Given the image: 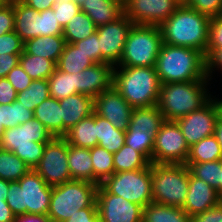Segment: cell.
<instances>
[{
  "label": "cell",
  "instance_id": "e575fe53",
  "mask_svg": "<svg viewBox=\"0 0 222 222\" xmlns=\"http://www.w3.org/2000/svg\"><path fill=\"white\" fill-rule=\"evenodd\" d=\"M48 82L52 98L61 100L77 94V73L68 74L56 68Z\"/></svg>",
  "mask_w": 222,
  "mask_h": 222
},
{
  "label": "cell",
  "instance_id": "bcb514c9",
  "mask_svg": "<svg viewBox=\"0 0 222 222\" xmlns=\"http://www.w3.org/2000/svg\"><path fill=\"white\" fill-rule=\"evenodd\" d=\"M52 9L56 13L59 24L65 27L69 20L80 11V6L74 1H61L58 4L55 3Z\"/></svg>",
  "mask_w": 222,
  "mask_h": 222
},
{
  "label": "cell",
  "instance_id": "cb8c5ba5",
  "mask_svg": "<svg viewBox=\"0 0 222 222\" xmlns=\"http://www.w3.org/2000/svg\"><path fill=\"white\" fill-rule=\"evenodd\" d=\"M33 115L53 137H63L62 107L59 100L49 97L35 108Z\"/></svg>",
  "mask_w": 222,
  "mask_h": 222
},
{
  "label": "cell",
  "instance_id": "83f0119b",
  "mask_svg": "<svg viewBox=\"0 0 222 222\" xmlns=\"http://www.w3.org/2000/svg\"><path fill=\"white\" fill-rule=\"evenodd\" d=\"M142 222H191V217L181 208L155 202L142 208Z\"/></svg>",
  "mask_w": 222,
  "mask_h": 222
},
{
  "label": "cell",
  "instance_id": "03108f58",
  "mask_svg": "<svg viewBox=\"0 0 222 222\" xmlns=\"http://www.w3.org/2000/svg\"><path fill=\"white\" fill-rule=\"evenodd\" d=\"M13 0H0V7L9 5L12 3Z\"/></svg>",
  "mask_w": 222,
  "mask_h": 222
},
{
  "label": "cell",
  "instance_id": "7bdbcfd3",
  "mask_svg": "<svg viewBox=\"0 0 222 222\" xmlns=\"http://www.w3.org/2000/svg\"><path fill=\"white\" fill-rule=\"evenodd\" d=\"M184 3L209 18L222 15V0H186Z\"/></svg>",
  "mask_w": 222,
  "mask_h": 222
},
{
  "label": "cell",
  "instance_id": "681fc988",
  "mask_svg": "<svg viewBox=\"0 0 222 222\" xmlns=\"http://www.w3.org/2000/svg\"><path fill=\"white\" fill-rule=\"evenodd\" d=\"M222 48V15L210 18L207 49Z\"/></svg>",
  "mask_w": 222,
  "mask_h": 222
},
{
  "label": "cell",
  "instance_id": "9f6ffc18",
  "mask_svg": "<svg viewBox=\"0 0 222 222\" xmlns=\"http://www.w3.org/2000/svg\"><path fill=\"white\" fill-rule=\"evenodd\" d=\"M13 222H52V219L48 215L26 213L16 215Z\"/></svg>",
  "mask_w": 222,
  "mask_h": 222
},
{
  "label": "cell",
  "instance_id": "5bb4252c",
  "mask_svg": "<svg viewBox=\"0 0 222 222\" xmlns=\"http://www.w3.org/2000/svg\"><path fill=\"white\" fill-rule=\"evenodd\" d=\"M133 22L123 14L116 21L96 28L101 49V63L116 66L123 54L124 45Z\"/></svg>",
  "mask_w": 222,
  "mask_h": 222
},
{
  "label": "cell",
  "instance_id": "ffe728a7",
  "mask_svg": "<svg viewBox=\"0 0 222 222\" xmlns=\"http://www.w3.org/2000/svg\"><path fill=\"white\" fill-rule=\"evenodd\" d=\"M59 101L62 107L63 137L80 120L94 113V98L91 96L77 93Z\"/></svg>",
  "mask_w": 222,
  "mask_h": 222
},
{
  "label": "cell",
  "instance_id": "3957f363",
  "mask_svg": "<svg viewBox=\"0 0 222 222\" xmlns=\"http://www.w3.org/2000/svg\"><path fill=\"white\" fill-rule=\"evenodd\" d=\"M113 87L132 108L157 105L161 83L155 67L114 66Z\"/></svg>",
  "mask_w": 222,
  "mask_h": 222
},
{
  "label": "cell",
  "instance_id": "6f0895ef",
  "mask_svg": "<svg viewBox=\"0 0 222 222\" xmlns=\"http://www.w3.org/2000/svg\"><path fill=\"white\" fill-rule=\"evenodd\" d=\"M21 1L38 12L51 9L55 4L54 0H21Z\"/></svg>",
  "mask_w": 222,
  "mask_h": 222
},
{
  "label": "cell",
  "instance_id": "4316f807",
  "mask_svg": "<svg viewBox=\"0 0 222 222\" xmlns=\"http://www.w3.org/2000/svg\"><path fill=\"white\" fill-rule=\"evenodd\" d=\"M68 166L71 180L93 183V165L90 149L68 145Z\"/></svg>",
  "mask_w": 222,
  "mask_h": 222
},
{
  "label": "cell",
  "instance_id": "2e32d148",
  "mask_svg": "<svg viewBox=\"0 0 222 222\" xmlns=\"http://www.w3.org/2000/svg\"><path fill=\"white\" fill-rule=\"evenodd\" d=\"M96 205L100 222H142V207L121 196L109 193L101 184Z\"/></svg>",
  "mask_w": 222,
  "mask_h": 222
},
{
  "label": "cell",
  "instance_id": "ab89813d",
  "mask_svg": "<svg viewBox=\"0 0 222 222\" xmlns=\"http://www.w3.org/2000/svg\"><path fill=\"white\" fill-rule=\"evenodd\" d=\"M190 172L197 178L212 186L218 194L220 183V160L207 161L202 163H185Z\"/></svg>",
  "mask_w": 222,
  "mask_h": 222
},
{
  "label": "cell",
  "instance_id": "ee69618b",
  "mask_svg": "<svg viewBox=\"0 0 222 222\" xmlns=\"http://www.w3.org/2000/svg\"><path fill=\"white\" fill-rule=\"evenodd\" d=\"M73 44L81 49L95 64L101 63V49L97 31L86 39L77 41Z\"/></svg>",
  "mask_w": 222,
  "mask_h": 222
},
{
  "label": "cell",
  "instance_id": "74e56055",
  "mask_svg": "<svg viewBox=\"0 0 222 222\" xmlns=\"http://www.w3.org/2000/svg\"><path fill=\"white\" fill-rule=\"evenodd\" d=\"M49 97L48 80L36 79L25 90L17 93L16 100L21 102L28 110L34 112L35 108Z\"/></svg>",
  "mask_w": 222,
  "mask_h": 222
},
{
  "label": "cell",
  "instance_id": "7c38bea8",
  "mask_svg": "<svg viewBox=\"0 0 222 222\" xmlns=\"http://www.w3.org/2000/svg\"><path fill=\"white\" fill-rule=\"evenodd\" d=\"M34 170L52 187L71 180L68 143L64 137H53L46 143L43 156Z\"/></svg>",
  "mask_w": 222,
  "mask_h": 222
},
{
  "label": "cell",
  "instance_id": "ba28073f",
  "mask_svg": "<svg viewBox=\"0 0 222 222\" xmlns=\"http://www.w3.org/2000/svg\"><path fill=\"white\" fill-rule=\"evenodd\" d=\"M189 174L185 164L151 163L153 202L182 208L188 192Z\"/></svg>",
  "mask_w": 222,
  "mask_h": 222
},
{
  "label": "cell",
  "instance_id": "7a4b0ae2",
  "mask_svg": "<svg viewBox=\"0 0 222 222\" xmlns=\"http://www.w3.org/2000/svg\"><path fill=\"white\" fill-rule=\"evenodd\" d=\"M155 68L161 84L210 81L205 55L193 48L162 43Z\"/></svg>",
  "mask_w": 222,
  "mask_h": 222
},
{
  "label": "cell",
  "instance_id": "9c48e42d",
  "mask_svg": "<svg viewBox=\"0 0 222 222\" xmlns=\"http://www.w3.org/2000/svg\"><path fill=\"white\" fill-rule=\"evenodd\" d=\"M162 43L159 26L133 24L116 66L155 67Z\"/></svg>",
  "mask_w": 222,
  "mask_h": 222
},
{
  "label": "cell",
  "instance_id": "003e7915",
  "mask_svg": "<svg viewBox=\"0 0 222 222\" xmlns=\"http://www.w3.org/2000/svg\"><path fill=\"white\" fill-rule=\"evenodd\" d=\"M84 0H74L75 3H77L79 6L83 4Z\"/></svg>",
  "mask_w": 222,
  "mask_h": 222
},
{
  "label": "cell",
  "instance_id": "8992f818",
  "mask_svg": "<svg viewBox=\"0 0 222 222\" xmlns=\"http://www.w3.org/2000/svg\"><path fill=\"white\" fill-rule=\"evenodd\" d=\"M7 193L6 202L15 216L26 213L48 214L52 186L47 185L34 169L18 181H10Z\"/></svg>",
  "mask_w": 222,
  "mask_h": 222
},
{
  "label": "cell",
  "instance_id": "c3c4849f",
  "mask_svg": "<svg viewBox=\"0 0 222 222\" xmlns=\"http://www.w3.org/2000/svg\"><path fill=\"white\" fill-rule=\"evenodd\" d=\"M205 59L206 76L210 80V82H212L214 72L216 73L217 71H221L220 73L222 75V48L207 49L205 53Z\"/></svg>",
  "mask_w": 222,
  "mask_h": 222
},
{
  "label": "cell",
  "instance_id": "816d5d0a",
  "mask_svg": "<svg viewBox=\"0 0 222 222\" xmlns=\"http://www.w3.org/2000/svg\"><path fill=\"white\" fill-rule=\"evenodd\" d=\"M191 222H222V201L207 211L192 216Z\"/></svg>",
  "mask_w": 222,
  "mask_h": 222
},
{
  "label": "cell",
  "instance_id": "f5cc1de1",
  "mask_svg": "<svg viewBox=\"0 0 222 222\" xmlns=\"http://www.w3.org/2000/svg\"><path fill=\"white\" fill-rule=\"evenodd\" d=\"M64 222H100L97 207L79 209Z\"/></svg>",
  "mask_w": 222,
  "mask_h": 222
},
{
  "label": "cell",
  "instance_id": "f6af8a7d",
  "mask_svg": "<svg viewBox=\"0 0 222 222\" xmlns=\"http://www.w3.org/2000/svg\"><path fill=\"white\" fill-rule=\"evenodd\" d=\"M24 41L14 32L0 36V54H22Z\"/></svg>",
  "mask_w": 222,
  "mask_h": 222
},
{
  "label": "cell",
  "instance_id": "f546056e",
  "mask_svg": "<svg viewBox=\"0 0 222 222\" xmlns=\"http://www.w3.org/2000/svg\"><path fill=\"white\" fill-rule=\"evenodd\" d=\"M98 145L114 154L125 144V132L118 130L108 120L96 114Z\"/></svg>",
  "mask_w": 222,
  "mask_h": 222
},
{
  "label": "cell",
  "instance_id": "f35d334b",
  "mask_svg": "<svg viewBox=\"0 0 222 222\" xmlns=\"http://www.w3.org/2000/svg\"><path fill=\"white\" fill-rule=\"evenodd\" d=\"M1 123L5 129L18 126L34 118L33 111L15 100L10 104H0Z\"/></svg>",
  "mask_w": 222,
  "mask_h": 222
},
{
  "label": "cell",
  "instance_id": "603a6c76",
  "mask_svg": "<svg viewBox=\"0 0 222 222\" xmlns=\"http://www.w3.org/2000/svg\"><path fill=\"white\" fill-rule=\"evenodd\" d=\"M66 41L63 35H47L28 39L24 42L27 54L44 57L56 64L64 50Z\"/></svg>",
  "mask_w": 222,
  "mask_h": 222
},
{
  "label": "cell",
  "instance_id": "11a10c76",
  "mask_svg": "<svg viewBox=\"0 0 222 222\" xmlns=\"http://www.w3.org/2000/svg\"><path fill=\"white\" fill-rule=\"evenodd\" d=\"M21 54H0V78H6L9 71L19 64Z\"/></svg>",
  "mask_w": 222,
  "mask_h": 222
},
{
  "label": "cell",
  "instance_id": "d4e9b609",
  "mask_svg": "<svg viewBox=\"0 0 222 222\" xmlns=\"http://www.w3.org/2000/svg\"><path fill=\"white\" fill-rule=\"evenodd\" d=\"M164 122L165 118L157 105L133 108L127 130L146 131L155 137Z\"/></svg>",
  "mask_w": 222,
  "mask_h": 222
},
{
  "label": "cell",
  "instance_id": "4dcf8cb0",
  "mask_svg": "<svg viewBox=\"0 0 222 222\" xmlns=\"http://www.w3.org/2000/svg\"><path fill=\"white\" fill-rule=\"evenodd\" d=\"M96 25L92 19L83 11H79L68 24L63 27V37L66 43L73 44L86 39L96 32Z\"/></svg>",
  "mask_w": 222,
  "mask_h": 222
},
{
  "label": "cell",
  "instance_id": "94428289",
  "mask_svg": "<svg viewBox=\"0 0 222 222\" xmlns=\"http://www.w3.org/2000/svg\"><path fill=\"white\" fill-rule=\"evenodd\" d=\"M9 182L8 180H4L0 178V199L7 198V192L9 190Z\"/></svg>",
  "mask_w": 222,
  "mask_h": 222
},
{
  "label": "cell",
  "instance_id": "d590c367",
  "mask_svg": "<svg viewBox=\"0 0 222 222\" xmlns=\"http://www.w3.org/2000/svg\"><path fill=\"white\" fill-rule=\"evenodd\" d=\"M93 183L100 185L114 173L113 154L99 145L90 149Z\"/></svg>",
  "mask_w": 222,
  "mask_h": 222
},
{
  "label": "cell",
  "instance_id": "8d00e7d4",
  "mask_svg": "<svg viewBox=\"0 0 222 222\" xmlns=\"http://www.w3.org/2000/svg\"><path fill=\"white\" fill-rule=\"evenodd\" d=\"M31 168L15 153L0 148V178L8 181H18Z\"/></svg>",
  "mask_w": 222,
  "mask_h": 222
},
{
  "label": "cell",
  "instance_id": "8fae6325",
  "mask_svg": "<svg viewBox=\"0 0 222 222\" xmlns=\"http://www.w3.org/2000/svg\"><path fill=\"white\" fill-rule=\"evenodd\" d=\"M189 150L178 124L165 120L154 137L152 163L185 164Z\"/></svg>",
  "mask_w": 222,
  "mask_h": 222
},
{
  "label": "cell",
  "instance_id": "91938a15",
  "mask_svg": "<svg viewBox=\"0 0 222 222\" xmlns=\"http://www.w3.org/2000/svg\"><path fill=\"white\" fill-rule=\"evenodd\" d=\"M214 136L216 137L217 142L219 143L222 150V119L219 117L215 126Z\"/></svg>",
  "mask_w": 222,
  "mask_h": 222
},
{
  "label": "cell",
  "instance_id": "44dd1931",
  "mask_svg": "<svg viewBox=\"0 0 222 222\" xmlns=\"http://www.w3.org/2000/svg\"><path fill=\"white\" fill-rule=\"evenodd\" d=\"M80 10L92 19L96 27L116 21L124 14L123 3L118 0H84Z\"/></svg>",
  "mask_w": 222,
  "mask_h": 222
},
{
  "label": "cell",
  "instance_id": "e0dca14e",
  "mask_svg": "<svg viewBox=\"0 0 222 222\" xmlns=\"http://www.w3.org/2000/svg\"><path fill=\"white\" fill-rule=\"evenodd\" d=\"M132 110L133 108L113 86L94 98V113L123 132L129 128Z\"/></svg>",
  "mask_w": 222,
  "mask_h": 222
},
{
  "label": "cell",
  "instance_id": "f1b7e54d",
  "mask_svg": "<svg viewBox=\"0 0 222 222\" xmlns=\"http://www.w3.org/2000/svg\"><path fill=\"white\" fill-rule=\"evenodd\" d=\"M95 64L81 49L66 43L56 68L68 74L80 73Z\"/></svg>",
  "mask_w": 222,
  "mask_h": 222
},
{
  "label": "cell",
  "instance_id": "f907efd6",
  "mask_svg": "<svg viewBox=\"0 0 222 222\" xmlns=\"http://www.w3.org/2000/svg\"><path fill=\"white\" fill-rule=\"evenodd\" d=\"M14 7L11 4L0 7V36L14 31Z\"/></svg>",
  "mask_w": 222,
  "mask_h": 222
},
{
  "label": "cell",
  "instance_id": "6da1fadb",
  "mask_svg": "<svg viewBox=\"0 0 222 222\" xmlns=\"http://www.w3.org/2000/svg\"><path fill=\"white\" fill-rule=\"evenodd\" d=\"M210 18L182 3L160 26L163 43L193 48L204 55L209 39Z\"/></svg>",
  "mask_w": 222,
  "mask_h": 222
},
{
  "label": "cell",
  "instance_id": "d6986e66",
  "mask_svg": "<svg viewBox=\"0 0 222 222\" xmlns=\"http://www.w3.org/2000/svg\"><path fill=\"white\" fill-rule=\"evenodd\" d=\"M221 202L217 191L200 178L189 174L188 192L182 209L190 216L207 211Z\"/></svg>",
  "mask_w": 222,
  "mask_h": 222
},
{
  "label": "cell",
  "instance_id": "e7e4bbea",
  "mask_svg": "<svg viewBox=\"0 0 222 222\" xmlns=\"http://www.w3.org/2000/svg\"><path fill=\"white\" fill-rule=\"evenodd\" d=\"M4 132H5V128L3 127L2 123H1V117H0V143L2 141Z\"/></svg>",
  "mask_w": 222,
  "mask_h": 222
},
{
  "label": "cell",
  "instance_id": "9a60e30c",
  "mask_svg": "<svg viewBox=\"0 0 222 222\" xmlns=\"http://www.w3.org/2000/svg\"><path fill=\"white\" fill-rule=\"evenodd\" d=\"M218 110L213 99L202 108L176 120L189 147L203 138L214 135Z\"/></svg>",
  "mask_w": 222,
  "mask_h": 222
},
{
  "label": "cell",
  "instance_id": "89a4df30",
  "mask_svg": "<svg viewBox=\"0 0 222 222\" xmlns=\"http://www.w3.org/2000/svg\"><path fill=\"white\" fill-rule=\"evenodd\" d=\"M118 1H120L121 3H123V4H124L126 0H118Z\"/></svg>",
  "mask_w": 222,
  "mask_h": 222
},
{
  "label": "cell",
  "instance_id": "b9f144b4",
  "mask_svg": "<svg viewBox=\"0 0 222 222\" xmlns=\"http://www.w3.org/2000/svg\"><path fill=\"white\" fill-rule=\"evenodd\" d=\"M39 32L40 36L63 35V27L52 8L39 12Z\"/></svg>",
  "mask_w": 222,
  "mask_h": 222
},
{
  "label": "cell",
  "instance_id": "277c9868",
  "mask_svg": "<svg viewBox=\"0 0 222 222\" xmlns=\"http://www.w3.org/2000/svg\"><path fill=\"white\" fill-rule=\"evenodd\" d=\"M210 84V85H209ZM210 81L161 84L157 106L166 121H176L212 99Z\"/></svg>",
  "mask_w": 222,
  "mask_h": 222
},
{
  "label": "cell",
  "instance_id": "7402d4cb",
  "mask_svg": "<svg viewBox=\"0 0 222 222\" xmlns=\"http://www.w3.org/2000/svg\"><path fill=\"white\" fill-rule=\"evenodd\" d=\"M14 32L25 42L39 37V12L24 4L21 0H13Z\"/></svg>",
  "mask_w": 222,
  "mask_h": 222
},
{
  "label": "cell",
  "instance_id": "484cf974",
  "mask_svg": "<svg viewBox=\"0 0 222 222\" xmlns=\"http://www.w3.org/2000/svg\"><path fill=\"white\" fill-rule=\"evenodd\" d=\"M68 145L91 149L98 145L96 137V114L80 120L75 126L67 131L64 136Z\"/></svg>",
  "mask_w": 222,
  "mask_h": 222
},
{
  "label": "cell",
  "instance_id": "be15d7a7",
  "mask_svg": "<svg viewBox=\"0 0 222 222\" xmlns=\"http://www.w3.org/2000/svg\"><path fill=\"white\" fill-rule=\"evenodd\" d=\"M218 196L222 201V160H220V183L218 185Z\"/></svg>",
  "mask_w": 222,
  "mask_h": 222
},
{
  "label": "cell",
  "instance_id": "1f68e13d",
  "mask_svg": "<svg viewBox=\"0 0 222 222\" xmlns=\"http://www.w3.org/2000/svg\"><path fill=\"white\" fill-rule=\"evenodd\" d=\"M150 164L151 162L142 153L127 144L113 154L114 173L144 169Z\"/></svg>",
  "mask_w": 222,
  "mask_h": 222
},
{
  "label": "cell",
  "instance_id": "a7ac6f4b",
  "mask_svg": "<svg viewBox=\"0 0 222 222\" xmlns=\"http://www.w3.org/2000/svg\"><path fill=\"white\" fill-rule=\"evenodd\" d=\"M61 1L64 2V1H74V0H54V3L58 4Z\"/></svg>",
  "mask_w": 222,
  "mask_h": 222
},
{
  "label": "cell",
  "instance_id": "5b68a950",
  "mask_svg": "<svg viewBox=\"0 0 222 222\" xmlns=\"http://www.w3.org/2000/svg\"><path fill=\"white\" fill-rule=\"evenodd\" d=\"M53 138L47 128L36 118L5 129L0 148L15 153L31 169H34L43 156L47 142Z\"/></svg>",
  "mask_w": 222,
  "mask_h": 222
},
{
  "label": "cell",
  "instance_id": "d6a6232c",
  "mask_svg": "<svg viewBox=\"0 0 222 222\" xmlns=\"http://www.w3.org/2000/svg\"><path fill=\"white\" fill-rule=\"evenodd\" d=\"M222 160V150L214 135L203 138L192 145L186 163H202Z\"/></svg>",
  "mask_w": 222,
  "mask_h": 222
},
{
  "label": "cell",
  "instance_id": "db71d44e",
  "mask_svg": "<svg viewBox=\"0 0 222 222\" xmlns=\"http://www.w3.org/2000/svg\"><path fill=\"white\" fill-rule=\"evenodd\" d=\"M17 92L7 78H0V104H10L16 100Z\"/></svg>",
  "mask_w": 222,
  "mask_h": 222
},
{
  "label": "cell",
  "instance_id": "60d3db41",
  "mask_svg": "<svg viewBox=\"0 0 222 222\" xmlns=\"http://www.w3.org/2000/svg\"><path fill=\"white\" fill-rule=\"evenodd\" d=\"M125 144L142 153L152 163L154 137L146 131L126 130Z\"/></svg>",
  "mask_w": 222,
  "mask_h": 222
},
{
  "label": "cell",
  "instance_id": "4fadbf2b",
  "mask_svg": "<svg viewBox=\"0 0 222 222\" xmlns=\"http://www.w3.org/2000/svg\"><path fill=\"white\" fill-rule=\"evenodd\" d=\"M181 4L180 0H126L123 8L133 24L160 26Z\"/></svg>",
  "mask_w": 222,
  "mask_h": 222
},
{
  "label": "cell",
  "instance_id": "30bf717a",
  "mask_svg": "<svg viewBox=\"0 0 222 222\" xmlns=\"http://www.w3.org/2000/svg\"><path fill=\"white\" fill-rule=\"evenodd\" d=\"M101 185L111 194L140 205L153 202L151 164L144 169L113 173Z\"/></svg>",
  "mask_w": 222,
  "mask_h": 222
},
{
  "label": "cell",
  "instance_id": "7dc6e473",
  "mask_svg": "<svg viewBox=\"0 0 222 222\" xmlns=\"http://www.w3.org/2000/svg\"><path fill=\"white\" fill-rule=\"evenodd\" d=\"M6 78L15 88L17 93L25 90L33 81L20 64L12 68Z\"/></svg>",
  "mask_w": 222,
  "mask_h": 222
},
{
  "label": "cell",
  "instance_id": "ac0fdd59",
  "mask_svg": "<svg viewBox=\"0 0 222 222\" xmlns=\"http://www.w3.org/2000/svg\"><path fill=\"white\" fill-rule=\"evenodd\" d=\"M114 66L110 63H96L77 73V93L97 97L113 86Z\"/></svg>",
  "mask_w": 222,
  "mask_h": 222
},
{
  "label": "cell",
  "instance_id": "6125c7cd",
  "mask_svg": "<svg viewBox=\"0 0 222 222\" xmlns=\"http://www.w3.org/2000/svg\"><path fill=\"white\" fill-rule=\"evenodd\" d=\"M212 99L214 100L215 102V105L217 107V110H218V117L220 119H222V99L219 97H216V95H212Z\"/></svg>",
  "mask_w": 222,
  "mask_h": 222
},
{
  "label": "cell",
  "instance_id": "52a82bcc",
  "mask_svg": "<svg viewBox=\"0 0 222 222\" xmlns=\"http://www.w3.org/2000/svg\"><path fill=\"white\" fill-rule=\"evenodd\" d=\"M99 185L83 180H70L53 186L48 216L52 222H64L79 209L97 207Z\"/></svg>",
  "mask_w": 222,
  "mask_h": 222
},
{
  "label": "cell",
  "instance_id": "680465c9",
  "mask_svg": "<svg viewBox=\"0 0 222 222\" xmlns=\"http://www.w3.org/2000/svg\"><path fill=\"white\" fill-rule=\"evenodd\" d=\"M15 215L8 206L6 199H0V222H13Z\"/></svg>",
  "mask_w": 222,
  "mask_h": 222
},
{
  "label": "cell",
  "instance_id": "836d02e7",
  "mask_svg": "<svg viewBox=\"0 0 222 222\" xmlns=\"http://www.w3.org/2000/svg\"><path fill=\"white\" fill-rule=\"evenodd\" d=\"M19 64L33 80H48L56 69L54 61L37 55L27 54L25 51L19 57Z\"/></svg>",
  "mask_w": 222,
  "mask_h": 222
}]
</instances>
